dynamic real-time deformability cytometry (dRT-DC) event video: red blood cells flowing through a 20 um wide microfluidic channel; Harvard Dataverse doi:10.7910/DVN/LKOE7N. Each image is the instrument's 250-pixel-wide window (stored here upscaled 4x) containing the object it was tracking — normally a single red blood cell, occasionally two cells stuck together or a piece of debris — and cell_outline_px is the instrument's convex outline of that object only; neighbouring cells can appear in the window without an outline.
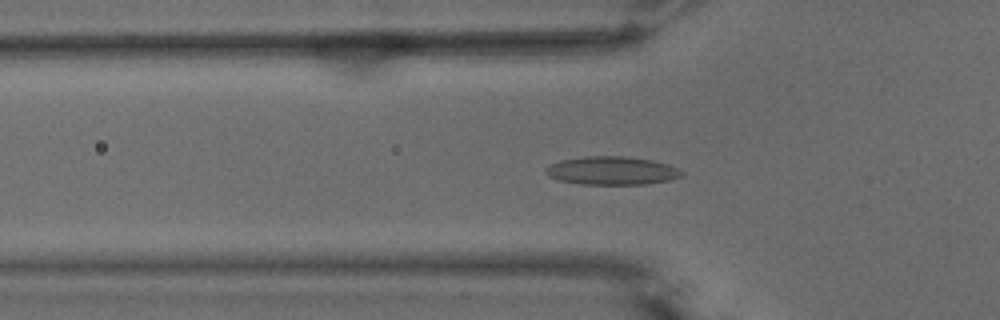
{"species": "common noctule bat (a hibernating species)", "species_latin": "Nyctalus noctula", "temperature_condition": "warm", "stored_images_in_passage": 55, "camera_frame_rate_fps": 3000, "um_per_image_px": 0.085, "animal": {"sex": "male", "body_mass_g": 15.6}, "frame": {"image": 1, "passage_image": 18, "time_ms": 5.667, "image_size_px": [1000, 320], "cell_outline_px": [[684, 176], [668, 180], [648, 184], [580, 184], [556, 180], [548, 176], [544, 172], [544, 168], [560, 160], [584, 156], [624, 156], [652, 160], [668, 164], [680, 168], [684, 172]], "centroid_in_image_um": [52.01, 14.5], "position_along_channel_um": 73.8, "area_um2": 22.72}}
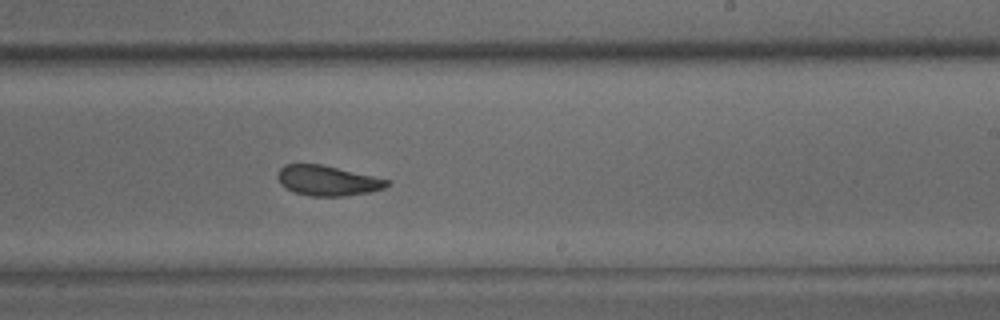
{"frame": {"image": 2, "passage_image": 33, "time_ms": 10.667, "image_size_px": [1000, 320], "cell_outline_px": [[388, 184], [384, 188], [372, 192], [344, 196], [308, 196], [296, 192], [280, 184], [276, 176], [280, 168], [284, 164], [320, 164], [372, 176], [388, 180]], "centroid_in_image_um": [27.8, 15.36], "position_along_channel_um": 261.2, "area_um2": 18.96}}
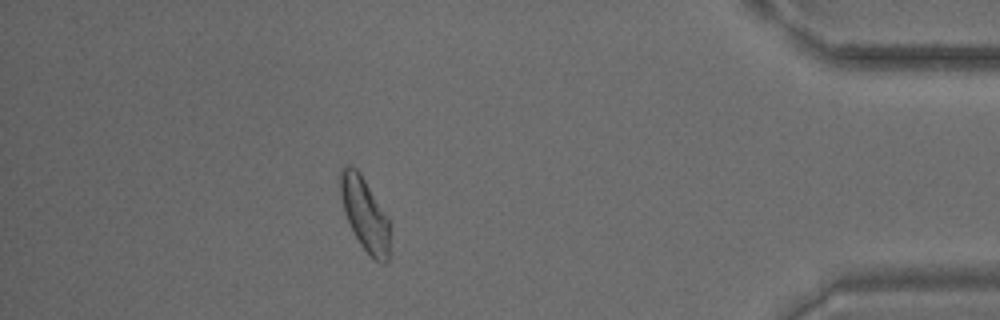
{"frame": {"image": 3, "passage_image": 48, "time_ms": 15.667, "image_size_px": [1000, 320], "cell_outline_px": [[388, 264], [384, 264], [376, 260], [360, 244], [344, 212], [340, 196], [340, 168], [344, 164], [352, 164], [360, 172], [388, 216]], "centroid_in_image_um": [30.98, 18.12], "position_along_channel_um": 404.2, "area_um2": 20.92}, "authors_computed_cell_mechanics": {"area_um2": 20.519, "velocity_mm_per_s": 3.736, "shape_relaxation_time_tau1_ms": 5.0139, "shape_relaxation_time_tau2_ms": 1.3654, "deformation_change_tau1": 0.1478, "deformation_change_tau2": 0.0812}}